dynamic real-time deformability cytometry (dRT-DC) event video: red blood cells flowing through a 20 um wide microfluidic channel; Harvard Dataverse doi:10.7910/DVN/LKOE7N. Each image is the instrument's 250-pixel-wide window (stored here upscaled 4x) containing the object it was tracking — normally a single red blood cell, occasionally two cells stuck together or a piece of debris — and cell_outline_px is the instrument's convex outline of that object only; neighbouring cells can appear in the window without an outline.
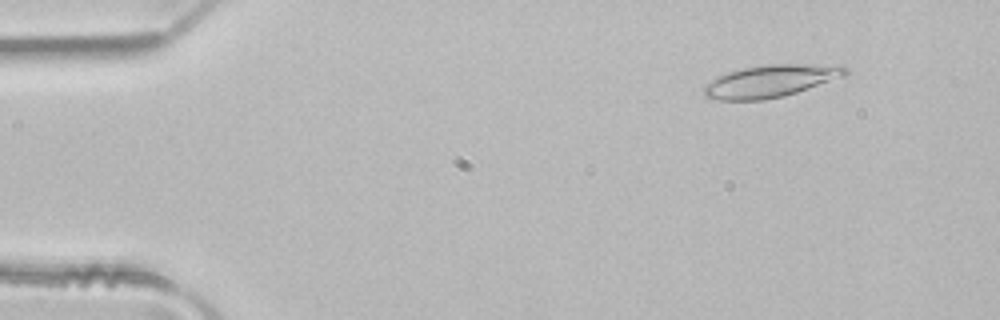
{"species": "common noctule bat (a hibernating species)", "species_latin": "Nyctalus noctula", "temperature_condition": "room temperature", "stored_images_in_passage": 4, "camera_frame_rate_fps": 3000, "um_per_image_px": 0.085, "animal": {"sex": "male", "body_mass_g": 21.5, "forearm_length_mm": 52.0}, "frame": {"image": 1, "passage_image": 2, "time_ms": 0.333, "image_size_px": [1000, 320], "cell_outline_px": [[848, 72], [844, 76], [784, 96], [764, 100], [720, 100], [704, 96], [704, 84], [728, 72], [744, 68], [764, 64], [844, 64], [848, 68]], "centroid_in_image_um": [65.54, 6.87], "position_along_channel_um": 19.5, "area_um2": 26.65}}